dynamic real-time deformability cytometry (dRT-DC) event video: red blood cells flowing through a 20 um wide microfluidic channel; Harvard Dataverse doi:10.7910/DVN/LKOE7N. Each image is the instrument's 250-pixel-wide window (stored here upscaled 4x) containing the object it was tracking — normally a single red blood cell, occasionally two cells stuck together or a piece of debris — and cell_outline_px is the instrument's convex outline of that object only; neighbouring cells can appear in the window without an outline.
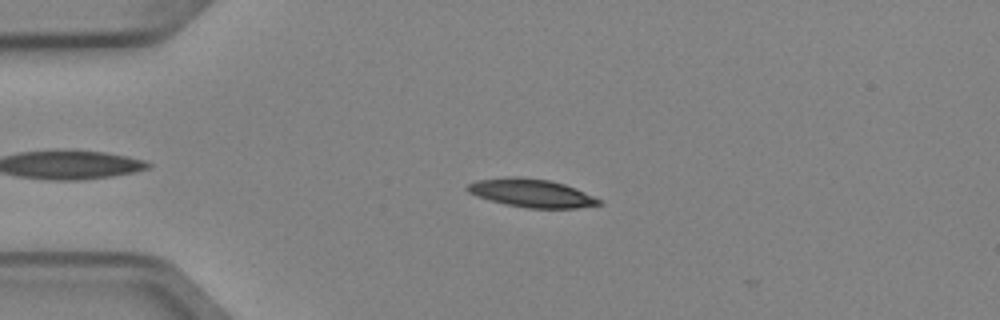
{"species": "Egyptian fruit bat (a non-hibernating species)", "species_latin": "Rousettus aegyptiacus", "temperature_condition": "cold", "stored_images_in_passage": 11, "camera_frame_rate_fps": 3000, "um_per_image_px": 0.085, "animal": {"sex": "female"}, "frame": {"image": 1, "passage_image": 9, "time_ms": 2.667, "image_size_px": [1000, 320], "cell_outline_px": [[604, 204], [576, 208], [528, 208], [504, 204], [488, 200], [476, 196], [468, 192], [464, 188], [468, 184], [476, 180], [508, 176], [520, 176], [548, 180], [564, 184], [576, 188], [604, 200]], "centroid_in_image_um": [45.18, 16.41], "position_along_channel_um": 39.8, "area_um2": 22.02}}